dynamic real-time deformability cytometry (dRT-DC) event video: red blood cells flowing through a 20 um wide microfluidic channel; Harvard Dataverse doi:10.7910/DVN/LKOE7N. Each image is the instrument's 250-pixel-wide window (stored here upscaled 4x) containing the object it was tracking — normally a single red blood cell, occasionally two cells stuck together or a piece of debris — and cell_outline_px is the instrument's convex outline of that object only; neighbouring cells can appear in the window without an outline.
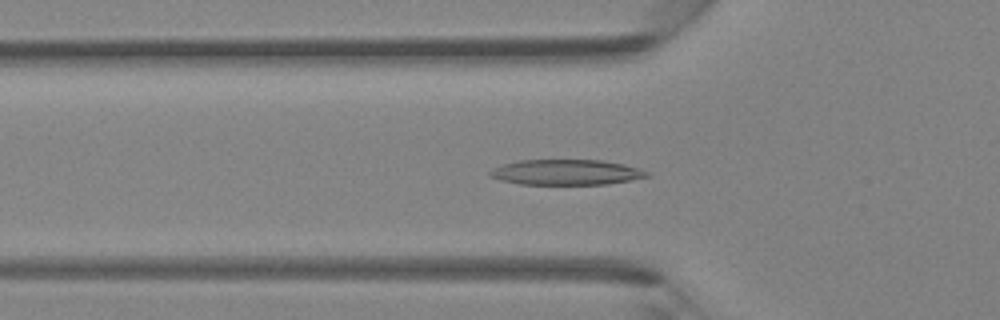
{"species": "Egyptian fruit bat (a non-hibernating species)", "species_latin": "Rousettus aegyptiacus", "temperature_condition": "room temperature", "stored_images_in_passage": 34, "camera_frame_rate_fps": 3000, "um_per_image_px": 0.085, "animal": {"sex": "female"}, "frame": {"image": 1, "passage_image": 4, "time_ms": 1.0, "image_size_px": [1000, 320], "cell_outline_px": [[652, 176], [604, 184], [520, 184], [500, 180], [488, 176], [488, 172], [492, 168], [504, 164], [520, 160], [604, 160], [624, 164], [648, 172]], "centroid_in_image_um": [48.09, 14.64], "position_along_channel_um": 77.7, "area_um2": 23.12}}
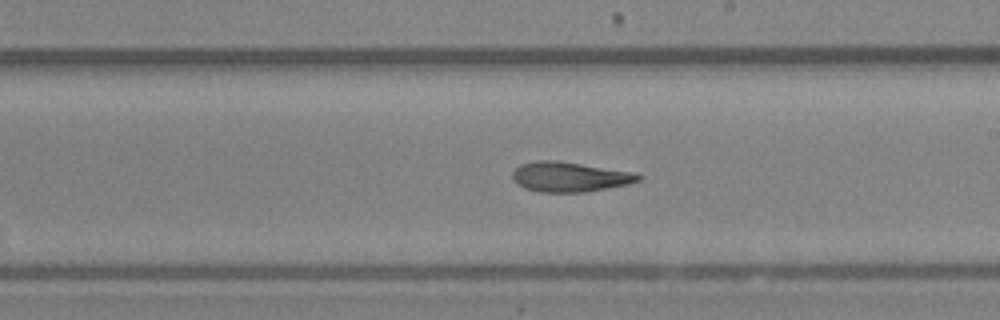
{"frame": {"image": 2, "passage_image": 15, "time_ms": 4.667, "image_size_px": [1000, 320], "cell_outline_px": [[644, 176], [640, 180], [628, 184], [584, 192], [540, 192], [524, 188], [516, 184], [512, 180], [512, 172], [520, 164], [536, 160], [556, 160], [636, 172]], "centroid_in_image_um": [48.41, 15.02], "position_along_channel_um": 240.6, "area_um2": 22.14}}
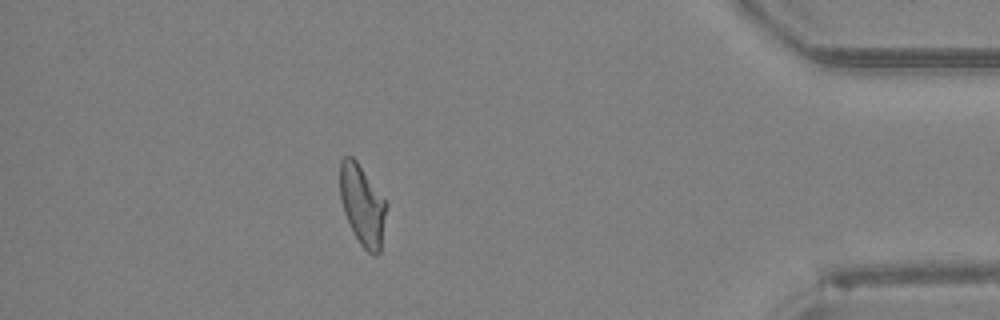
{"frame": {"image": 3, "passage_image": 29, "time_ms": 9.333, "image_size_px": [1000, 320], "cell_outline_px": [[388, 204], [380, 252], [376, 256], [372, 256], [360, 244], [352, 232], [344, 212], [340, 200], [340, 160], [344, 156], [352, 156], [356, 160], [388, 200]], "centroid_in_image_um": [30.83, 17.43], "position_along_channel_um": 404.4, "area_um2": 22.37}}